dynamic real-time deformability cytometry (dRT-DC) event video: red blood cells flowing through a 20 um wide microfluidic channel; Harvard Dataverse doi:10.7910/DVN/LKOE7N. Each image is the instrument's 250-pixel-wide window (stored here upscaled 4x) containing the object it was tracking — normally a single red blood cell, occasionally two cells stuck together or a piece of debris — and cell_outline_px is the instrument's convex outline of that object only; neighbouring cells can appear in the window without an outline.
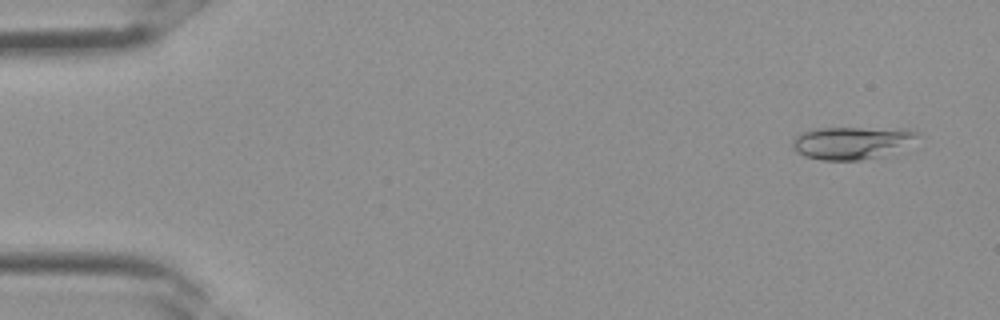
{"species": "Egyptian fruit bat (a non-hibernating species)", "species_latin": "Rousettus aegyptiacus", "temperature_condition": "room temperature", "stored_images_in_passage": 3, "camera_frame_rate_fps": 3000, "um_per_image_px": 0.085, "frame": {"image": 1, "passage_image": 1, "time_ms": 0.0, "image_size_px": [1000, 320], "cell_outline_px": [[924, 136], [884, 156], [860, 160], [824, 160], [804, 156], [796, 152], [792, 148], [792, 140], [800, 132], [816, 128], [908, 128]], "centroid_in_image_um": [72.41, 12.12], "position_along_channel_um": 12.6, "area_um2": 24.04}}
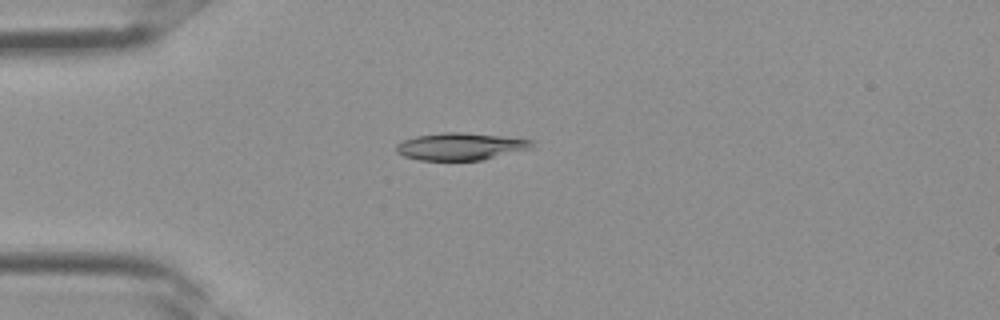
{"frame": {"image": 2, "passage_image": 3, "time_ms": 0.667, "image_size_px": [1000, 320], "cell_outline_px": [[536, 148], [480, 160], [420, 160], [404, 156], [396, 152], [396, 144], [404, 140], [416, 136], [444, 132], [460, 132], [500, 136], [536, 140]], "centroid_in_image_um": [39.22, 12.45], "position_along_channel_um": 45.8, "area_um2": 21.68}}